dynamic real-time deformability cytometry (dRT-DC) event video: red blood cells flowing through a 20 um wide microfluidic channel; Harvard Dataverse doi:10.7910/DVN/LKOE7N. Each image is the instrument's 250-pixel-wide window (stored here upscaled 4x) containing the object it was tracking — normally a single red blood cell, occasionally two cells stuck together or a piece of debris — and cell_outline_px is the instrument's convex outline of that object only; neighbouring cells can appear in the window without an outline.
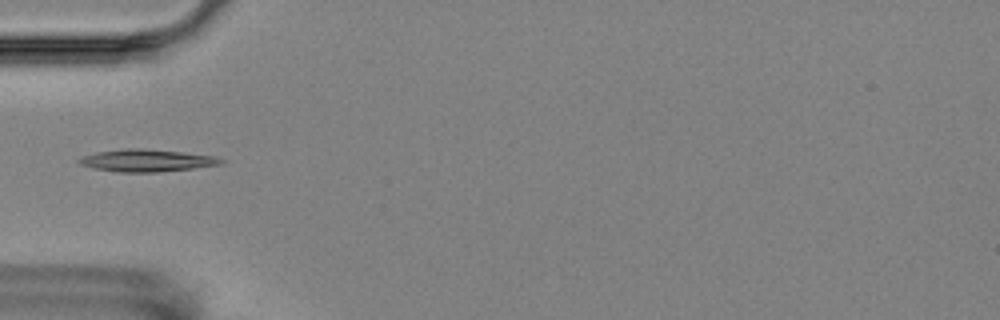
{"species": "Egyptian fruit bat (a non-hibernating species)", "species_latin": "Rousettus aegyptiacus", "temperature_condition": "room temperature", "stored_images_in_passage": 1, "camera_frame_rate_fps": 3000, "um_per_image_px": 0.085, "animal": {"sex": "female"}, "frame": {"image": 1, "passage_image": 1, "time_ms": 0.0, "image_size_px": [1000, 320], "cell_outline_px": [[224, 164], [192, 168], [156, 172], [120, 172], [96, 168], [80, 164], [76, 160], [84, 156], [96, 152], [124, 148], [144, 148], [184, 152], [216, 156], [224, 160]], "centroid_in_image_um": [12.51, 13.63], "position_along_channel_um": 72.5, "area_um2": 18.38}}